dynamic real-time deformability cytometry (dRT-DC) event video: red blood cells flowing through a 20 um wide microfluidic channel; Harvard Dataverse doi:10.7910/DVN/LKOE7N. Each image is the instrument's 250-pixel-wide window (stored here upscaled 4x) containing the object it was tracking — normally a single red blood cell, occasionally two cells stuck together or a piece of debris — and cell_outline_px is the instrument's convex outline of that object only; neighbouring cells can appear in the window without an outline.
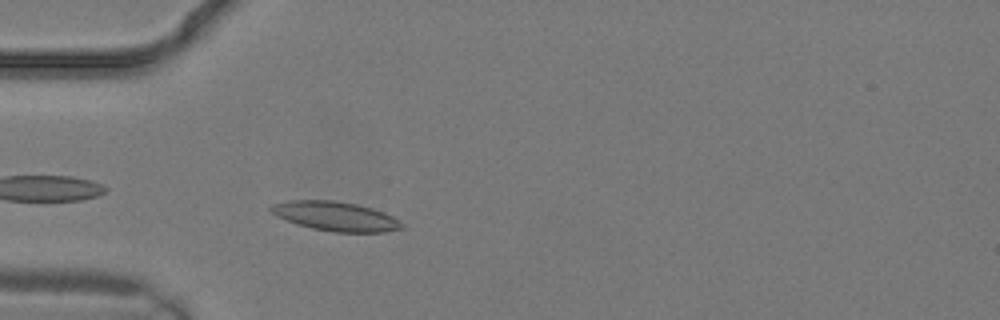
{"species": "common noctule bat (a hibernating species)", "species_latin": "Nyctalus noctula", "temperature_condition": "warm", "stored_images_in_passage": 3, "camera_frame_rate_fps": 3000, "um_per_image_px": 0.085, "animal": {"sex": "male", "body_mass_g": 19.2, "forearm_length_mm": 51.8}, "frame": {"image": 1, "passage_image": 1, "time_ms": 0.0, "image_size_px": [1000, 320], "cell_outline_px": [[404, 228], [384, 232], [332, 232], [312, 228], [296, 224], [276, 216], [268, 208], [272, 204], [288, 200], [332, 200], [356, 204], [372, 208], [384, 212], [400, 220], [404, 224]], "centroid_in_image_um": [28.52, 18.38], "position_along_channel_um": 56.5, "area_um2": 22.48}}
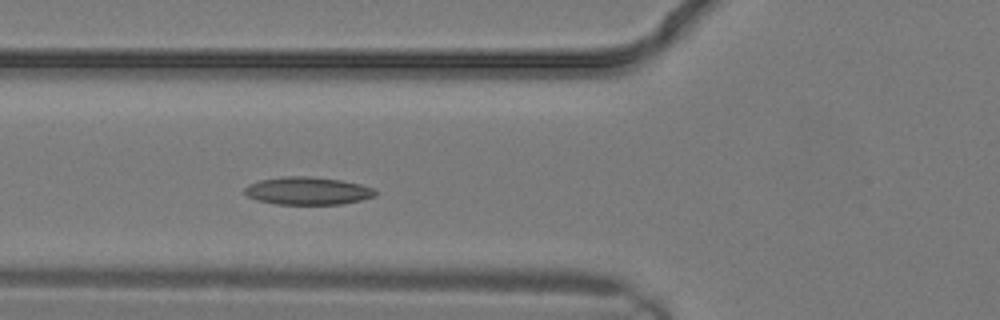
{"frame": {"image": 2, "passage_image": 3, "time_ms": 0.667, "image_size_px": [1000, 320], "cell_outline_px": [[376, 196], [360, 200], [340, 204], [276, 204], [256, 200], [248, 196], [244, 192], [244, 188], [248, 184], [260, 180], [284, 176], [308, 176], [340, 180], [360, 184], [372, 188], [376, 192]], "centroid_in_image_um": [26.12, 16.22], "position_along_channel_um": 99.7, "area_um2": 21.04}}